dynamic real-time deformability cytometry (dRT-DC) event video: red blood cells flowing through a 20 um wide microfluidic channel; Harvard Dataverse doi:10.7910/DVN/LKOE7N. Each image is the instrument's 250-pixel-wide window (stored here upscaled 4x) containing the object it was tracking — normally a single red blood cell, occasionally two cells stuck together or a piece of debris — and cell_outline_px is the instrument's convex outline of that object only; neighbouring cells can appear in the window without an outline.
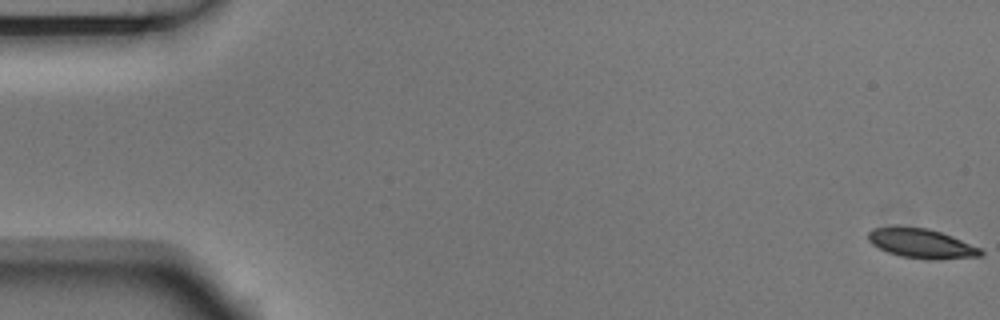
{"species": "Egyptian fruit bat (a non-hibernating species)", "species_latin": "Rousettus aegyptiacus", "temperature_condition": "room temperature", "stored_images_in_passage": 6, "camera_frame_rate_fps": 3000, "um_per_image_px": 0.085, "animal": {"sex": "male"}, "frame": {"image": 1, "passage_image": 1, "time_ms": 0.0, "image_size_px": [1000, 320], "cell_outline_px": [[984, 256], [936, 260], [900, 256], [888, 252], [872, 244], [868, 240], [868, 232], [872, 228], [892, 224], [900, 224], [928, 228], [952, 236], [980, 248], [984, 252]], "centroid_in_image_um": [78.28, 20.65], "position_along_channel_um": 6.7, "area_um2": 19.88}}